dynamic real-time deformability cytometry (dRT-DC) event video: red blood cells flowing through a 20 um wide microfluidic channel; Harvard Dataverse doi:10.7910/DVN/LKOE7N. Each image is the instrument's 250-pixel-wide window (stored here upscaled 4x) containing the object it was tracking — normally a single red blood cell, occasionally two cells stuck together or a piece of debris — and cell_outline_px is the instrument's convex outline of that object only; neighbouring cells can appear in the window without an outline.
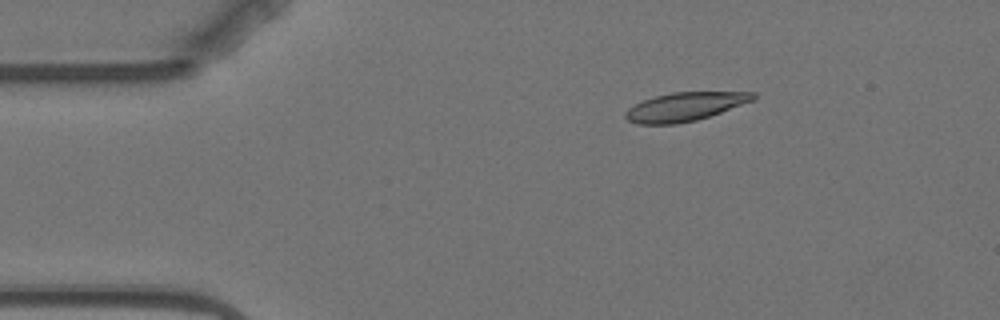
{"species": "Egyptian fruit bat (a non-hibernating species)", "species_latin": "Rousettus aegyptiacus", "temperature_condition": "warm", "stored_images_in_passage": 5, "camera_frame_rate_fps": 3000, "um_per_image_px": 0.085, "animal": {"sex": "female"}, "frame": {"image": 1, "passage_image": 3, "time_ms": 2.333, "image_size_px": [1000, 320], "cell_outline_px": [[756, 100], [696, 120], [676, 124], [640, 124], [628, 120], [624, 116], [624, 112], [628, 108], [644, 100], [656, 96], [672, 92], [756, 92]], "centroid_in_image_um": [58.24, 9.06], "position_along_channel_um": 26.8, "area_um2": 21.15}}